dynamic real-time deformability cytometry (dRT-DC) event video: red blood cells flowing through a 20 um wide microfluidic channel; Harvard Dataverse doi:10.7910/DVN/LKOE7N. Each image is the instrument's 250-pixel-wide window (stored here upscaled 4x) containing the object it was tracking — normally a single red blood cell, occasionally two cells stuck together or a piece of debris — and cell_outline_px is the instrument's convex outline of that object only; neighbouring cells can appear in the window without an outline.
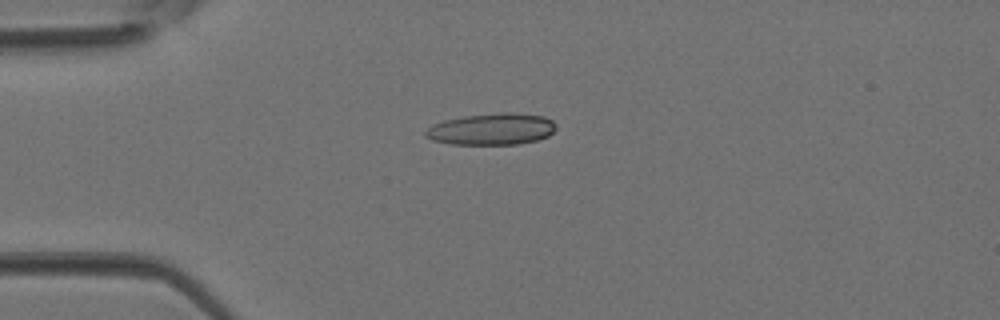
{"species": "Egyptian fruit bat (a non-hibernating species)", "species_latin": "Rousettus aegyptiacus", "temperature_condition": "room temperature", "stored_images_in_passage": 3, "camera_frame_rate_fps": 3000, "um_per_image_px": 0.085, "animal": {"sex": "female"}, "frame": {"image": 1, "passage_image": 2, "time_ms": 0.333, "image_size_px": [1000, 320], "cell_outline_px": [[556, 128], [548, 136], [536, 140], [520, 144], [452, 144], [432, 140], [424, 136], [424, 132], [432, 124], [444, 120], [464, 116], [504, 112], [508, 112], [544, 116], [552, 120], [556, 124]], "centroid_in_image_um": [41.79, 10.97], "position_along_channel_um": 43.2, "area_um2": 24.04}}